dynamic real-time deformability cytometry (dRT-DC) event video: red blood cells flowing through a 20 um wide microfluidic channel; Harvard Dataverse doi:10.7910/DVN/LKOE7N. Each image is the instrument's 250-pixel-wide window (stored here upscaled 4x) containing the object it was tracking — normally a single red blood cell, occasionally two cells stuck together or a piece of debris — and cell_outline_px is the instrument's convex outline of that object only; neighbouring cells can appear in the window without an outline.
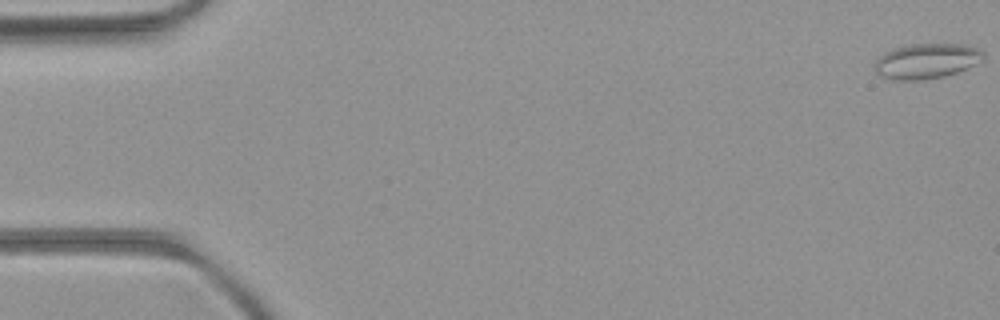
{"species": "common noctule bat (a hibernating species)", "species_latin": "Nyctalus noctula", "temperature_condition": "room temperature", "stored_images_in_passage": 55, "segment_of_instrument_passage": [1, 2], "camera_frame_rate_fps": 3000, "um_per_image_px": 0.085, "animal": {"sex": "female", "body_mass_g": 21.9}, "frame": {"image": 1, "passage_image": 1, "time_ms": 0.0, "image_size_px": [1000, 320], "cell_outline_px": [[984, 60], [956, 72], [944, 76], [924, 80], [892, 80], [880, 76], [876, 72], [876, 60], [884, 52], [892, 48], [912, 44], [964, 44], [980, 48], [984, 52]], "centroid_in_image_um": [78.76, 5.18], "position_along_channel_um": 6.2, "area_um2": 22.37}}
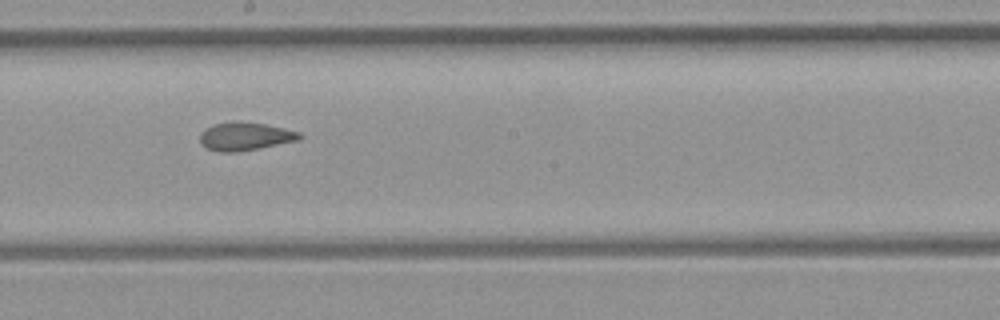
{"frame": {"image": 2, "passage_image": 30, "time_ms": 9.667, "image_size_px": [1000, 320], "cell_outline_px": [[304, 136], [300, 140], [236, 152], [220, 152], [208, 148], [200, 144], [200, 132], [204, 128], [212, 124], [232, 120], [240, 120], [264, 124], [284, 128], [300, 132]], "centroid_in_image_um": [20.81, 11.56], "position_along_channel_um": 227.4, "area_um2": 16.65}}
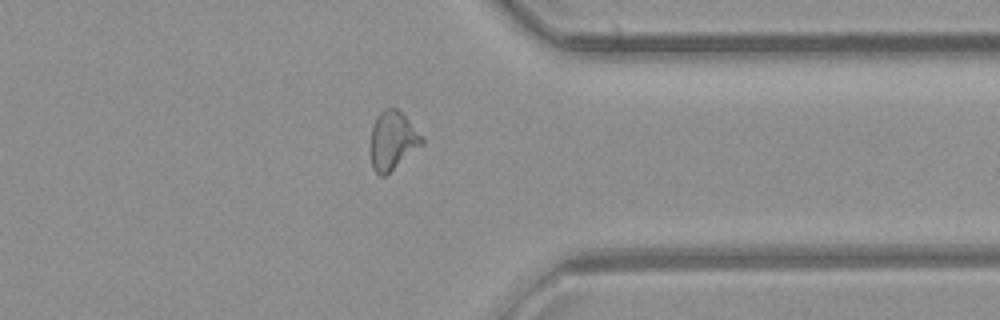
{"frame": {"image": 3, "passage_image": 42, "time_ms": 13.667, "image_size_px": [1000, 320], "cell_outline_px": [[424, 144], [384, 176], [380, 176], [372, 168], [372, 128], [376, 116], [380, 112], [388, 108], [396, 108], [424, 136]], "centroid_in_image_um": [33.41, 11.94], "position_along_channel_um": 378.0, "area_um2": 17.17}}